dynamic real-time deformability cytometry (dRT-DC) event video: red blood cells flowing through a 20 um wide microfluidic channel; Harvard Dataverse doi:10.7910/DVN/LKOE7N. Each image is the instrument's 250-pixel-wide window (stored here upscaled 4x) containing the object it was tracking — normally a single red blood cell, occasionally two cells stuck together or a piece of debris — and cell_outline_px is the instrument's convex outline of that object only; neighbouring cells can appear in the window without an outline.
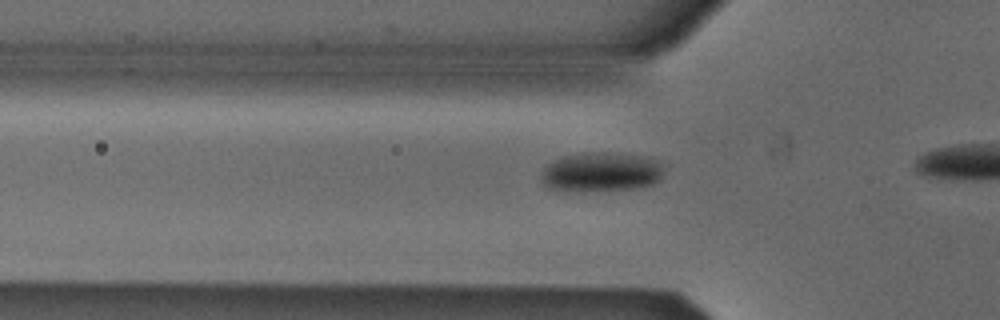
{"species": "Egyptian fruit bat (a non-hibernating species)", "species_latin": "Rousettus aegyptiacus", "temperature_condition": "cold", "stored_images_in_passage": 12, "camera_frame_rate_fps": 3000, "um_per_image_px": 0.085, "animal": {"sex": "male"}, "frame": {"image": 1, "passage_image": 6, "time_ms": 1.667, "image_size_px": [1000, 320], "cell_outline_px": [[664, 172], [660, 180], [652, 184], [636, 188], [584, 192], [548, 188], [540, 180], [540, 176], [544, 168], [548, 164], [560, 156], [584, 152], [604, 152], [640, 156], [652, 160], [660, 164]], "centroid_in_image_um": [51.03, 14.63], "position_along_channel_um": 74.8, "area_um2": 28.26}}
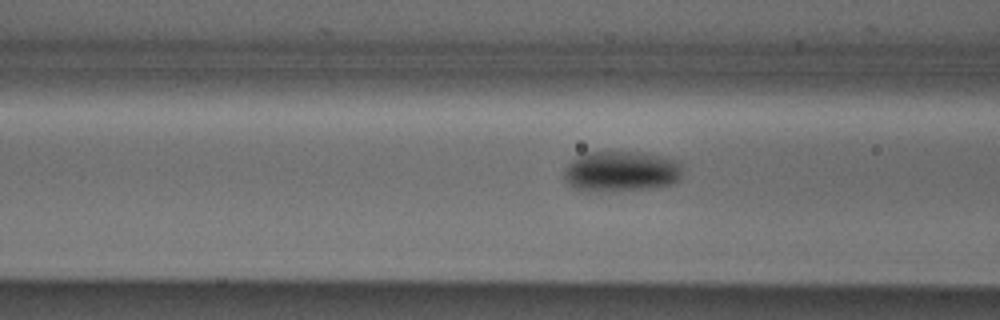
{"frame": {"image": 2, "passage_image": 9, "time_ms": 2.667, "image_size_px": [1000, 320], "cell_outline_px": [[680, 180], [672, 184], [652, 188], [588, 192], [576, 188], [568, 184], [564, 180], [564, 168], [572, 160], [584, 152], [640, 152], [680, 160]], "centroid_in_image_um": [52.77, 14.56], "position_along_channel_um": 113.8, "area_um2": 28.15}}